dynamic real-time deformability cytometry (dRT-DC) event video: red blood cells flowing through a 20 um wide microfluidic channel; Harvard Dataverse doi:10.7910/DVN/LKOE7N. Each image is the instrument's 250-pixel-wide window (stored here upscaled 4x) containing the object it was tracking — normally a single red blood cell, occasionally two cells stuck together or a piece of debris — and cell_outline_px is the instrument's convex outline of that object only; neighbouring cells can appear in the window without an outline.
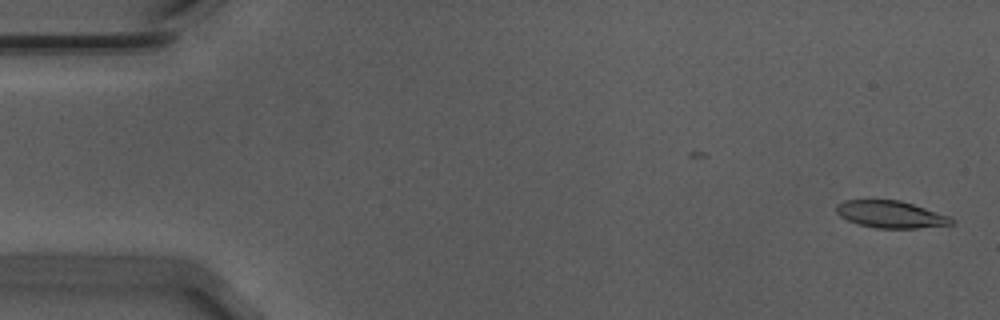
{"species": "Egyptian fruit bat (a non-hibernating species)", "species_latin": "Rousettus aegyptiacus", "temperature_condition": "warm", "stored_images_in_passage": 49, "camera_frame_rate_fps": 3000, "um_per_image_px": 0.085, "animal": {"sex": "male"}, "frame": {"image": 1, "passage_image": 1, "time_ms": 0.0, "image_size_px": [1000, 320], "cell_outline_px": [[956, 220], [952, 224], [916, 228], [876, 228], [860, 224], [848, 220], [840, 216], [836, 212], [836, 204], [844, 200], [900, 200], [948, 216]], "centroid_in_image_um": [75.68, 18.22], "position_along_channel_um": 9.3, "area_um2": 17.92}}
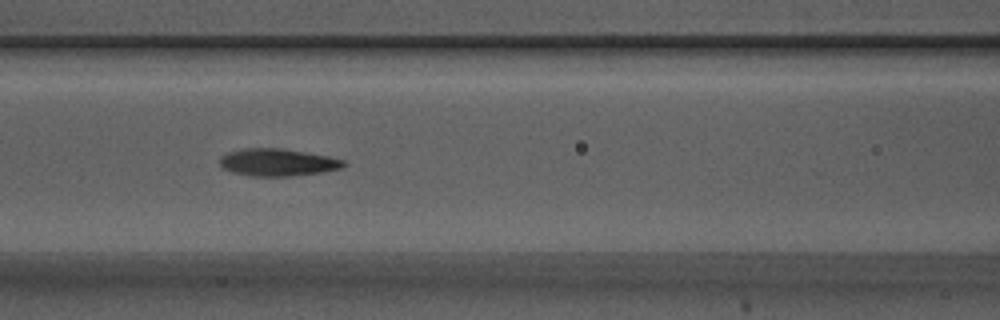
{"frame": {"image": 2, "passage_image": 23, "time_ms": 7.333, "image_size_px": [1000, 320], "cell_outline_px": [[348, 164], [344, 168], [320, 172], [288, 176], [252, 176], [232, 172], [224, 168], [220, 164], [220, 156], [228, 152], [244, 148], [280, 148], [328, 156], [344, 160]], "centroid_in_image_um": [23.61, 13.8], "position_along_channel_um": 143.0, "area_um2": 19.65}}
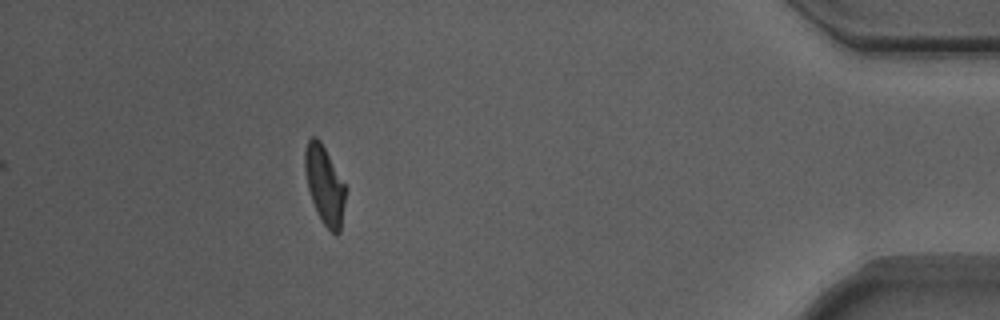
{"frame": {"image": 3, "passage_image": 49, "time_ms": 16.0, "image_size_px": [1000, 320], "cell_outline_px": [[344, 204], [340, 232], [336, 236], [320, 220], [316, 212], [308, 188], [304, 168], [304, 152], [308, 140], [312, 136], [316, 136], [320, 140], [344, 184]], "centroid_in_image_um": [27.56, 15.73], "position_along_channel_um": 407.6, "area_um2": 18.15}, "authors_computed_cell_mechanics": {"area_um2": 18.9006, "velocity_mm_per_s": 3.708, "shape_relaxation_time_tau1_ms": 4.5866, "shape_relaxation_time_tau2_ms": 1.5108, "deformation_change_tau1": 0.1835, "deformation_change_tau2": 0.1039}}